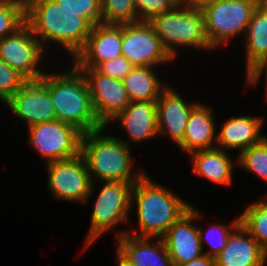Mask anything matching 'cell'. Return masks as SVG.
Returning a JSON list of instances; mask_svg holds the SVG:
<instances>
[{
	"instance_id": "cell-16",
	"label": "cell",
	"mask_w": 267,
	"mask_h": 266,
	"mask_svg": "<svg viewBox=\"0 0 267 266\" xmlns=\"http://www.w3.org/2000/svg\"><path fill=\"white\" fill-rule=\"evenodd\" d=\"M157 103L158 135L167 134L177 145L183 140L192 109L199 103H188L171 86L161 93Z\"/></svg>"
},
{
	"instance_id": "cell-17",
	"label": "cell",
	"mask_w": 267,
	"mask_h": 266,
	"mask_svg": "<svg viewBox=\"0 0 267 266\" xmlns=\"http://www.w3.org/2000/svg\"><path fill=\"white\" fill-rule=\"evenodd\" d=\"M116 238V256L129 266H173L161 238H142L127 233Z\"/></svg>"
},
{
	"instance_id": "cell-4",
	"label": "cell",
	"mask_w": 267,
	"mask_h": 266,
	"mask_svg": "<svg viewBox=\"0 0 267 266\" xmlns=\"http://www.w3.org/2000/svg\"><path fill=\"white\" fill-rule=\"evenodd\" d=\"M106 126L83 134L81 154L83 155L92 184L101 182L135 183L146 172L144 169L132 175V156L130 148L119 137L101 134ZM132 175V176H131ZM95 178V179H94Z\"/></svg>"
},
{
	"instance_id": "cell-29",
	"label": "cell",
	"mask_w": 267,
	"mask_h": 266,
	"mask_svg": "<svg viewBox=\"0 0 267 266\" xmlns=\"http://www.w3.org/2000/svg\"><path fill=\"white\" fill-rule=\"evenodd\" d=\"M28 80L0 59V101L6 103Z\"/></svg>"
},
{
	"instance_id": "cell-19",
	"label": "cell",
	"mask_w": 267,
	"mask_h": 266,
	"mask_svg": "<svg viewBox=\"0 0 267 266\" xmlns=\"http://www.w3.org/2000/svg\"><path fill=\"white\" fill-rule=\"evenodd\" d=\"M115 120L128 134V140L120 138L127 146L158 135L156 101H131L111 122Z\"/></svg>"
},
{
	"instance_id": "cell-10",
	"label": "cell",
	"mask_w": 267,
	"mask_h": 266,
	"mask_svg": "<svg viewBox=\"0 0 267 266\" xmlns=\"http://www.w3.org/2000/svg\"><path fill=\"white\" fill-rule=\"evenodd\" d=\"M121 51L134 67H154L174 60L149 21L122 24Z\"/></svg>"
},
{
	"instance_id": "cell-32",
	"label": "cell",
	"mask_w": 267,
	"mask_h": 266,
	"mask_svg": "<svg viewBox=\"0 0 267 266\" xmlns=\"http://www.w3.org/2000/svg\"><path fill=\"white\" fill-rule=\"evenodd\" d=\"M137 18L140 21H150L154 16L172 10L176 0H133Z\"/></svg>"
},
{
	"instance_id": "cell-30",
	"label": "cell",
	"mask_w": 267,
	"mask_h": 266,
	"mask_svg": "<svg viewBox=\"0 0 267 266\" xmlns=\"http://www.w3.org/2000/svg\"><path fill=\"white\" fill-rule=\"evenodd\" d=\"M64 9L85 18L92 26L102 23L101 0H55Z\"/></svg>"
},
{
	"instance_id": "cell-35",
	"label": "cell",
	"mask_w": 267,
	"mask_h": 266,
	"mask_svg": "<svg viewBox=\"0 0 267 266\" xmlns=\"http://www.w3.org/2000/svg\"><path fill=\"white\" fill-rule=\"evenodd\" d=\"M177 266H215V258L208 256L206 254H203L202 256L193 259L190 262L180 264Z\"/></svg>"
},
{
	"instance_id": "cell-22",
	"label": "cell",
	"mask_w": 267,
	"mask_h": 266,
	"mask_svg": "<svg viewBox=\"0 0 267 266\" xmlns=\"http://www.w3.org/2000/svg\"><path fill=\"white\" fill-rule=\"evenodd\" d=\"M189 155L193 162V174L211 180L215 184L225 186L232 184V172L235 163L228 151L215 147L198 150Z\"/></svg>"
},
{
	"instance_id": "cell-36",
	"label": "cell",
	"mask_w": 267,
	"mask_h": 266,
	"mask_svg": "<svg viewBox=\"0 0 267 266\" xmlns=\"http://www.w3.org/2000/svg\"><path fill=\"white\" fill-rule=\"evenodd\" d=\"M211 1L212 0H176V4L185 8L202 9Z\"/></svg>"
},
{
	"instance_id": "cell-5",
	"label": "cell",
	"mask_w": 267,
	"mask_h": 266,
	"mask_svg": "<svg viewBox=\"0 0 267 266\" xmlns=\"http://www.w3.org/2000/svg\"><path fill=\"white\" fill-rule=\"evenodd\" d=\"M149 22L173 59L178 53L176 46L212 49L206 36L201 9L177 5L170 11L154 16Z\"/></svg>"
},
{
	"instance_id": "cell-13",
	"label": "cell",
	"mask_w": 267,
	"mask_h": 266,
	"mask_svg": "<svg viewBox=\"0 0 267 266\" xmlns=\"http://www.w3.org/2000/svg\"><path fill=\"white\" fill-rule=\"evenodd\" d=\"M201 218V212L192 206L170 226L162 238L173 266L190 262L204 254L198 227L193 223Z\"/></svg>"
},
{
	"instance_id": "cell-24",
	"label": "cell",
	"mask_w": 267,
	"mask_h": 266,
	"mask_svg": "<svg viewBox=\"0 0 267 266\" xmlns=\"http://www.w3.org/2000/svg\"><path fill=\"white\" fill-rule=\"evenodd\" d=\"M151 66L134 67L123 79L131 101H157L167 85Z\"/></svg>"
},
{
	"instance_id": "cell-34",
	"label": "cell",
	"mask_w": 267,
	"mask_h": 266,
	"mask_svg": "<svg viewBox=\"0 0 267 266\" xmlns=\"http://www.w3.org/2000/svg\"><path fill=\"white\" fill-rule=\"evenodd\" d=\"M265 73V80H266V97H267V55L261 59L247 74H246V80H247V86H255L262 74ZM267 99V98H266Z\"/></svg>"
},
{
	"instance_id": "cell-26",
	"label": "cell",
	"mask_w": 267,
	"mask_h": 266,
	"mask_svg": "<svg viewBox=\"0 0 267 266\" xmlns=\"http://www.w3.org/2000/svg\"><path fill=\"white\" fill-rule=\"evenodd\" d=\"M103 24H126L140 21L133 0H101Z\"/></svg>"
},
{
	"instance_id": "cell-37",
	"label": "cell",
	"mask_w": 267,
	"mask_h": 266,
	"mask_svg": "<svg viewBox=\"0 0 267 266\" xmlns=\"http://www.w3.org/2000/svg\"><path fill=\"white\" fill-rule=\"evenodd\" d=\"M0 3L15 5L17 7H20L26 13L30 0H0Z\"/></svg>"
},
{
	"instance_id": "cell-7",
	"label": "cell",
	"mask_w": 267,
	"mask_h": 266,
	"mask_svg": "<svg viewBox=\"0 0 267 266\" xmlns=\"http://www.w3.org/2000/svg\"><path fill=\"white\" fill-rule=\"evenodd\" d=\"M93 207L90 228L85 239L84 249L114 228L116 224L128 223L131 208V195L134 183L102 182Z\"/></svg>"
},
{
	"instance_id": "cell-31",
	"label": "cell",
	"mask_w": 267,
	"mask_h": 266,
	"mask_svg": "<svg viewBox=\"0 0 267 266\" xmlns=\"http://www.w3.org/2000/svg\"><path fill=\"white\" fill-rule=\"evenodd\" d=\"M25 24V12L8 3H0V41L14 34Z\"/></svg>"
},
{
	"instance_id": "cell-11",
	"label": "cell",
	"mask_w": 267,
	"mask_h": 266,
	"mask_svg": "<svg viewBox=\"0 0 267 266\" xmlns=\"http://www.w3.org/2000/svg\"><path fill=\"white\" fill-rule=\"evenodd\" d=\"M45 52L43 44L26 23L14 34L0 41V59L28 81L39 80L45 74L38 68Z\"/></svg>"
},
{
	"instance_id": "cell-28",
	"label": "cell",
	"mask_w": 267,
	"mask_h": 266,
	"mask_svg": "<svg viewBox=\"0 0 267 266\" xmlns=\"http://www.w3.org/2000/svg\"><path fill=\"white\" fill-rule=\"evenodd\" d=\"M240 224V216H237L229 226H225L223 224H213L212 226L208 227L206 233L204 234L203 229L198 227L199 230V238L202 246L203 253L211 256L216 257L225 247L227 243V239L230 233ZM206 238V239H205ZM204 242L208 243L211 247L209 251L204 252Z\"/></svg>"
},
{
	"instance_id": "cell-23",
	"label": "cell",
	"mask_w": 267,
	"mask_h": 266,
	"mask_svg": "<svg viewBox=\"0 0 267 266\" xmlns=\"http://www.w3.org/2000/svg\"><path fill=\"white\" fill-rule=\"evenodd\" d=\"M246 74L267 55V0H262L252 13L245 34Z\"/></svg>"
},
{
	"instance_id": "cell-15",
	"label": "cell",
	"mask_w": 267,
	"mask_h": 266,
	"mask_svg": "<svg viewBox=\"0 0 267 266\" xmlns=\"http://www.w3.org/2000/svg\"><path fill=\"white\" fill-rule=\"evenodd\" d=\"M122 24H96L83 49L72 59L77 68H95L122 55Z\"/></svg>"
},
{
	"instance_id": "cell-33",
	"label": "cell",
	"mask_w": 267,
	"mask_h": 266,
	"mask_svg": "<svg viewBox=\"0 0 267 266\" xmlns=\"http://www.w3.org/2000/svg\"><path fill=\"white\" fill-rule=\"evenodd\" d=\"M134 66L123 56L99 63L94 69L103 75L122 80Z\"/></svg>"
},
{
	"instance_id": "cell-12",
	"label": "cell",
	"mask_w": 267,
	"mask_h": 266,
	"mask_svg": "<svg viewBox=\"0 0 267 266\" xmlns=\"http://www.w3.org/2000/svg\"><path fill=\"white\" fill-rule=\"evenodd\" d=\"M78 69L87 80L98 121L103 126H110L111 121L131 102L122 80L100 74L94 68Z\"/></svg>"
},
{
	"instance_id": "cell-39",
	"label": "cell",
	"mask_w": 267,
	"mask_h": 266,
	"mask_svg": "<svg viewBox=\"0 0 267 266\" xmlns=\"http://www.w3.org/2000/svg\"><path fill=\"white\" fill-rule=\"evenodd\" d=\"M262 141H263V142L266 144V146H267V137H266V135L262 137Z\"/></svg>"
},
{
	"instance_id": "cell-2",
	"label": "cell",
	"mask_w": 267,
	"mask_h": 266,
	"mask_svg": "<svg viewBox=\"0 0 267 266\" xmlns=\"http://www.w3.org/2000/svg\"><path fill=\"white\" fill-rule=\"evenodd\" d=\"M25 23L45 49L50 41L57 43L73 59L85 46L93 27L85 18L64 9L55 0H30Z\"/></svg>"
},
{
	"instance_id": "cell-1",
	"label": "cell",
	"mask_w": 267,
	"mask_h": 266,
	"mask_svg": "<svg viewBox=\"0 0 267 266\" xmlns=\"http://www.w3.org/2000/svg\"><path fill=\"white\" fill-rule=\"evenodd\" d=\"M148 176L145 174L134 183L131 195V205L134 204L137 209L139 232L125 229L116 231L115 237L127 233L136 237L162 239L170 226L193 206Z\"/></svg>"
},
{
	"instance_id": "cell-14",
	"label": "cell",
	"mask_w": 267,
	"mask_h": 266,
	"mask_svg": "<svg viewBox=\"0 0 267 266\" xmlns=\"http://www.w3.org/2000/svg\"><path fill=\"white\" fill-rule=\"evenodd\" d=\"M5 105L27 126L56 120L49 90L39 80L28 81Z\"/></svg>"
},
{
	"instance_id": "cell-6",
	"label": "cell",
	"mask_w": 267,
	"mask_h": 266,
	"mask_svg": "<svg viewBox=\"0 0 267 266\" xmlns=\"http://www.w3.org/2000/svg\"><path fill=\"white\" fill-rule=\"evenodd\" d=\"M262 0H212L201 10L212 49L245 35L255 8Z\"/></svg>"
},
{
	"instance_id": "cell-38",
	"label": "cell",
	"mask_w": 267,
	"mask_h": 266,
	"mask_svg": "<svg viewBox=\"0 0 267 266\" xmlns=\"http://www.w3.org/2000/svg\"><path fill=\"white\" fill-rule=\"evenodd\" d=\"M117 260H118V266H129L126 263H124L118 256H117Z\"/></svg>"
},
{
	"instance_id": "cell-20",
	"label": "cell",
	"mask_w": 267,
	"mask_h": 266,
	"mask_svg": "<svg viewBox=\"0 0 267 266\" xmlns=\"http://www.w3.org/2000/svg\"><path fill=\"white\" fill-rule=\"evenodd\" d=\"M264 117L240 116L231 117L222 125L220 132H217L216 147L225 151L237 150L240 153L262 141Z\"/></svg>"
},
{
	"instance_id": "cell-9",
	"label": "cell",
	"mask_w": 267,
	"mask_h": 266,
	"mask_svg": "<svg viewBox=\"0 0 267 266\" xmlns=\"http://www.w3.org/2000/svg\"><path fill=\"white\" fill-rule=\"evenodd\" d=\"M29 145L46 162L70 159L81 153L83 133L59 120L28 126Z\"/></svg>"
},
{
	"instance_id": "cell-27",
	"label": "cell",
	"mask_w": 267,
	"mask_h": 266,
	"mask_svg": "<svg viewBox=\"0 0 267 266\" xmlns=\"http://www.w3.org/2000/svg\"><path fill=\"white\" fill-rule=\"evenodd\" d=\"M236 159L235 167L240 165L267 183V146L263 141L243 150Z\"/></svg>"
},
{
	"instance_id": "cell-21",
	"label": "cell",
	"mask_w": 267,
	"mask_h": 266,
	"mask_svg": "<svg viewBox=\"0 0 267 266\" xmlns=\"http://www.w3.org/2000/svg\"><path fill=\"white\" fill-rule=\"evenodd\" d=\"M198 103L191 111L183 140L177 145L184 153L216 147V123L212 108Z\"/></svg>"
},
{
	"instance_id": "cell-18",
	"label": "cell",
	"mask_w": 267,
	"mask_h": 266,
	"mask_svg": "<svg viewBox=\"0 0 267 266\" xmlns=\"http://www.w3.org/2000/svg\"><path fill=\"white\" fill-rule=\"evenodd\" d=\"M267 252L240 223L229 235L215 266H264Z\"/></svg>"
},
{
	"instance_id": "cell-3",
	"label": "cell",
	"mask_w": 267,
	"mask_h": 266,
	"mask_svg": "<svg viewBox=\"0 0 267 266\" xmlns=\"http://www.w3.org/2000/svg\"><path fill=\"white\" fill-rule=\"evenodd\" d=\"M39 81L49 90L57 120L83 134L103 127L94 113L87 80L74 64L62 73L46 72Z\"/></svg>"
},
{
	"instance_id": "cell-8",
	"label": "cell",
	"mask_w": 267,
	"mask_h": 266,
	"mask_svg": "<svg viewBox=\"0 0 267 266\" xmlns=\"http://www.w3.org/2000/svg\"><path fill=\"white\" fill-rule=\"evenodd\" d=\"M46 165L47 186L56 199L80 202L83 205L88 202L95 190V183L91 182L87 163L81 153L73 158L52 161Z\"/></svg>"
},
{
	"instance_id": "cell-25",
	"label": "cell",
	"mask_w": 267,
	"mask_h": 266,
	"mask_svg": "<svg viewBox=\"0 0 267 266\" xmlns=\"http://www.w3.org/2000/svg\"><path fill=\"white\" fill-rule=\"evenodd\" d=\"M239 216L242 226L267 252V199L249 204Z\"/></svg>"
}]
</instances>
